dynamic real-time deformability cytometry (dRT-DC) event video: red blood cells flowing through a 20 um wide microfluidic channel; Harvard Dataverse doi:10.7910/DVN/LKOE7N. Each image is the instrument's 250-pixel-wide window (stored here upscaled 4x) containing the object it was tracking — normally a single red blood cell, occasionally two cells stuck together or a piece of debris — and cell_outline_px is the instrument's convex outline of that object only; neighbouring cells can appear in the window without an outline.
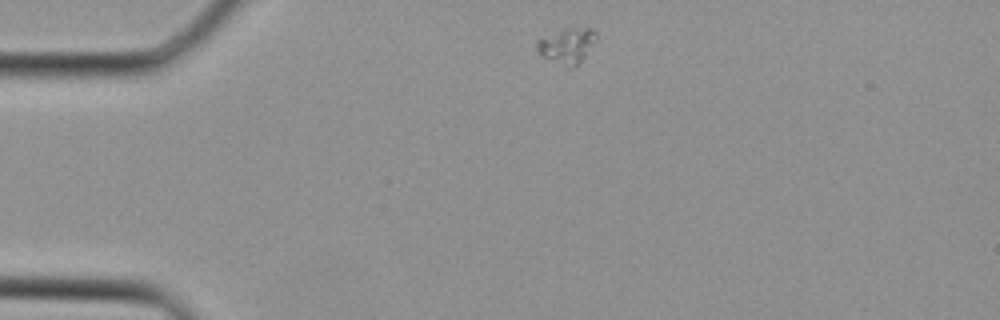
{"species": "Egyptian fruit bat (a non-hibernating species)", "species_latin": "Rousettus aegyptiacus", "temperature_condition": "cold", "stored_images_in_passage": 30, "camera_frame_rate_fps": 3000, "um_per_image_px": 0.085, "animal": {"sex": "female"}, "frame": {"image": 1, "passage_image": 1, "time_ms": 0.0, "image_size_px": [1000, 320], "cell_outline_px": [[596, 40], [580, 64], [572, 68], [568, 68], [540, 56], [536, 48], [536, 40], [568, 28], [592, 28], [596, 32]], "centroid_in_image_um": [48.2, 3.92], "position_along_channel_um": 36.8, "area_um2": 12.25}}
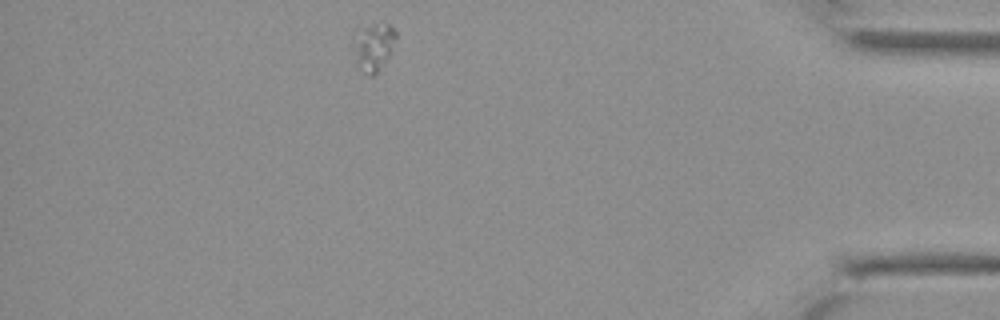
{"frame": {"image": 2, "passage_image": 26, "time_ms": 8.333, "image_size_px": [1000, 320], "cell_outline_px": [[396, 36], [388, 56], [376, 72], [372, 76], [368, 76], [356, 68], [352, 36], [364, 28], [384, 24], [388, 24], [396, 32]], "centroid_in_image_um": [31.68, 4.04], "position_along_channel_um": 403.5, "area_um2": 11.44}}